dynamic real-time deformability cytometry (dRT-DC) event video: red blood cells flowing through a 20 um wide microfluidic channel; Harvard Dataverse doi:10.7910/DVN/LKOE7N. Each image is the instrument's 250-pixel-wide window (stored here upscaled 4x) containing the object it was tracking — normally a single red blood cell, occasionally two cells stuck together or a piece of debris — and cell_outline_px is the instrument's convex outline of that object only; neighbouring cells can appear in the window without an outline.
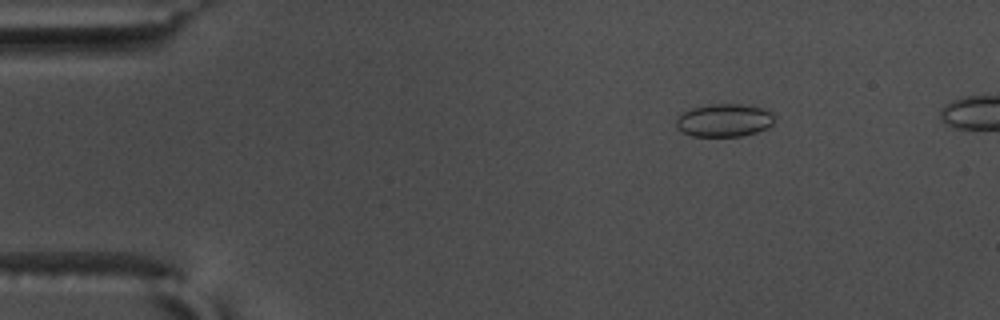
{"species": "common noctule bat (a hibernating species)", "species_latin": "Nyctalus noctula", "temperature_condition": "warm", "stored_images_in_passage": 48, "segment_of_instrument_passage": [1, 2], "camera_frame_rate_fps": 3000, "um_per_image_px": 0.085, "animal": {"sex": "male", "body_mass_g": 17.5, "forearm_length_mm": 52.3}, "frame": {"image": 1, "passage_image": 2, "time_ms": 0.333, "image_size_px": [1000, 320], "cell_outline_px": [[772, 124], [768, 128], [756, 132], [740, 136], [692, 136], [676, 128], [676, 120], [684, 112], [692, 108], [708, 104], [744, 104], [764, 108], [772, 112]], "centroid_in_image_um": [61.56, 10.22], "position_along_channel_um": 23.4, "area_um2": 18.79}}
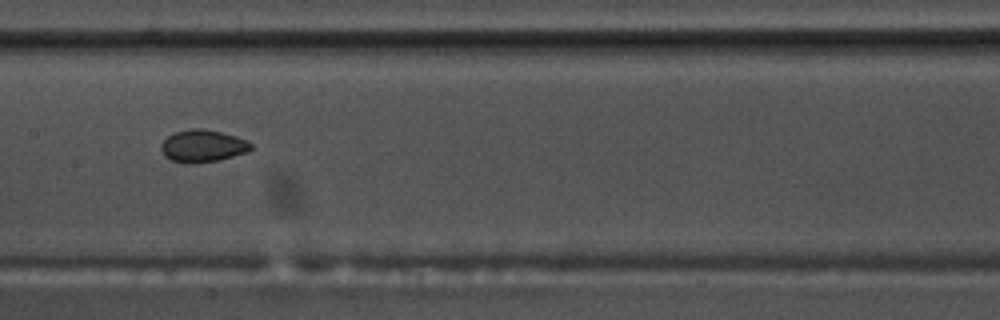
{"frame": {"image": 2, "passage_image": 22, "time_ms": 7.0, "image_size_px": [1000, 320], "cell_outline_px": [[252, 148], [248, 152], [220, 160], [192, 164], [172, 160], [164, 156], [160, 148], [160, 144], [168, 136], [176, 132], [192, 128], [200, 128], [220, 132], [236, 136], [252, 144]], "centroid_in_image_um": [17.22, 12.42], "position_along_channel_um": 190.2, "area_um2": 16.88}}
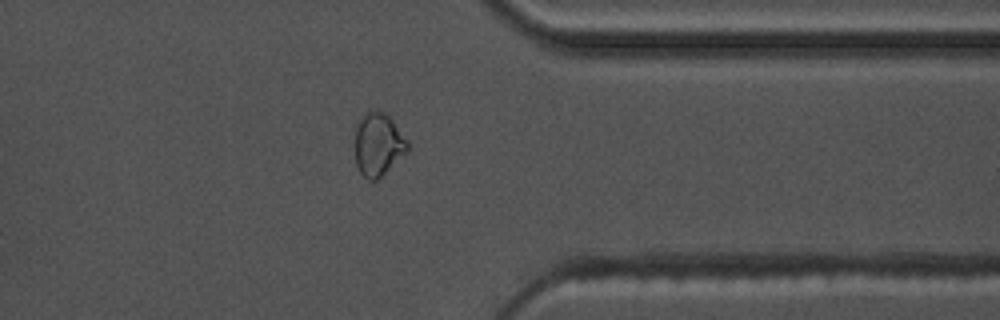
{"frame": {"image": 3, "passage_image": 38, "time_ms": 12.333, "image_size_px": [1000, 320], "cell_outline_px": [[408, 152], [376, 180], [368, 180], [360, 172], [356, 164], [356, 128], [364, 112], [384, 112], [392, 120], [408, 140]], "centroid_in_image_um": [32.16, 12.29], "position_along_channel_um": 379.2, "area_um2": 18.96}}